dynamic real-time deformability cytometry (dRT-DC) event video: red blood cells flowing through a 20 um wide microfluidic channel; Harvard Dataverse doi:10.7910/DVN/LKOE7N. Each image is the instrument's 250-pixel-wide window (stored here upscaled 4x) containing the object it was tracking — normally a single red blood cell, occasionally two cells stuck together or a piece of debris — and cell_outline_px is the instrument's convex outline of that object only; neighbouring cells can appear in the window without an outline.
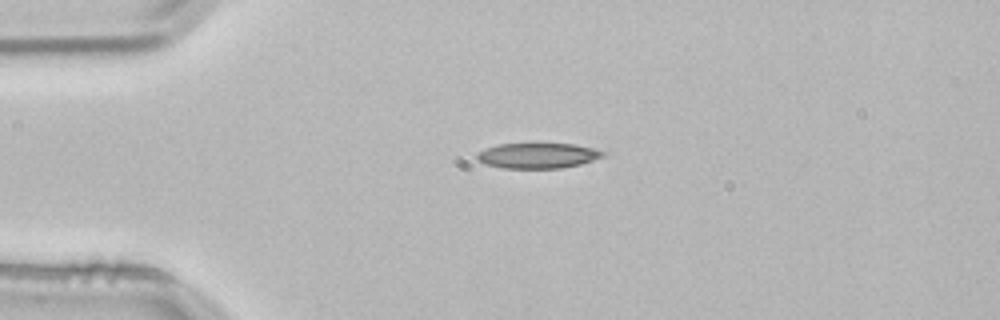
{"species": "common noctule bat (a hibernating species)", "species_latin": "Nyctalus noctula", "temperature_condition": "room temperature", "stored_images_in_passage": 3, "camera_frame_rate_fps": 3000, "um_per_image_px": 0.085, "animal": {"sex": "male", "body_mass_g": 21.5, "forearm_length_mm": 52.0}, "frame": {"image": 1, "passage_image": 3, "time_ms": 0.667, "image_size_px": [1000, 320], "cell_outline_px": [[604, 156], [580, 164], [560, 168], [504, 168], [484, 164], [476, 156], [484, 148], [496, 144], [536, 140], [576, 144], [596, 148], [604, 152]], "centroid_in_image_um": [45.71, 13.16], "position_along_channel_um": 39.3, "area_um2": 19.65}}